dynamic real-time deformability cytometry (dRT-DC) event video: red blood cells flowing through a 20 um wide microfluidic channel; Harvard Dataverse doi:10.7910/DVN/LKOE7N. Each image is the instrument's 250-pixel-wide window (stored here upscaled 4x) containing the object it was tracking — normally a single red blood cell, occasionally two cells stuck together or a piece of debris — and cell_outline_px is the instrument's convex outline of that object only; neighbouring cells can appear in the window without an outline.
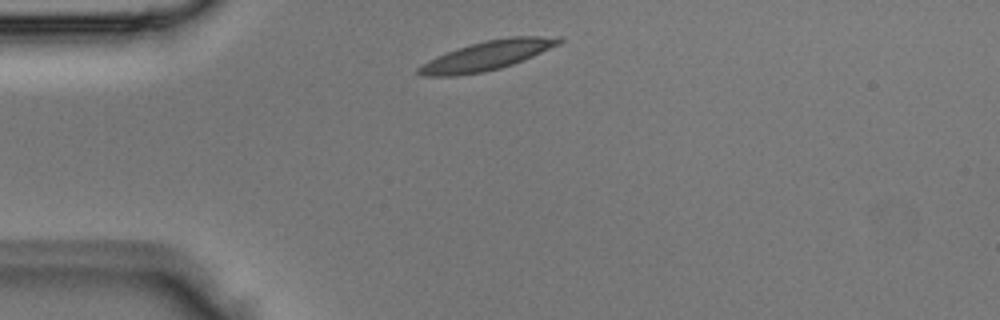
{"species": "Egyptian fruit bat (a non-hibernating species)", "species_latin": "Rousettus aegyptiacus", "temperature_condition": "room temperature", "stored_images_in_passage": 2, "segment_of_instrument_passage": [2, 2], "camera_frame_rate_fps": 3000, "um_per_image_px": 0.085, "animal": {"sex": "male"}, "frame": {"image": 1, "passage_image": 2, "time_ms": 0.333, "image_size_px": [1000, 320], "cell_outline_px": [[564, 40], [560, 44], [532, 56], [512, 64], [500, 68], [484, 72], [456, 76], [424, 76], [416, 72], [416, 68], [428, 60], [436, 56], [472, 44], [488, 40], [508, 36], [564, 36]], "centroid_in_image_um": [41.43, 4.72], "position_along_channel_um": 43.6, "area_um2": 23.81}}